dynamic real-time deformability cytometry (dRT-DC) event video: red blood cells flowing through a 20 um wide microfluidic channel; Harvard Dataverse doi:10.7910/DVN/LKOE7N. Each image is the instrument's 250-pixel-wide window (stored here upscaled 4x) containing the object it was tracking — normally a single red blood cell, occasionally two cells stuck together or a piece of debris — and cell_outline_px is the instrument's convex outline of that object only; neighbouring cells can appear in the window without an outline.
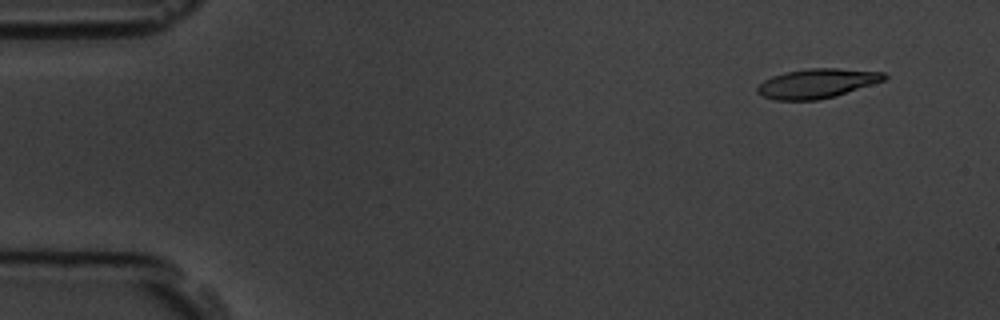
{"species": "common noctule bat (a hibernating species)", "species_latin": "Nyctalus noctula", "temperature_condition": "room temperature", "stored_images_in_passage": 5, "segment_of_instrument_passage": [1, 2], "camera_frame_rate_fps": 3000, "um_per_image_px": 0.085, "animal": {"sex": "male", "body_mass_g": 19.5, "forearm_length_mm": 54.6}, "frame": {"image": 1, "passage_image": 1, "time_ms": 0.0, "image_size_px": [1000, 320], "cell_outline_px": [[888, 76], [884, 80], [836, 96], [816, 100], [776, 100], [764, 96], [756, 92], [756, 88], [764, 80], [772, 76], [788, 72], [808, 68], [836, 68], [884, 72]], "centroid_in_image_um": [69.44, 7.09], "position_along_channel_um": 15.6, "area_um2": 21.56}}
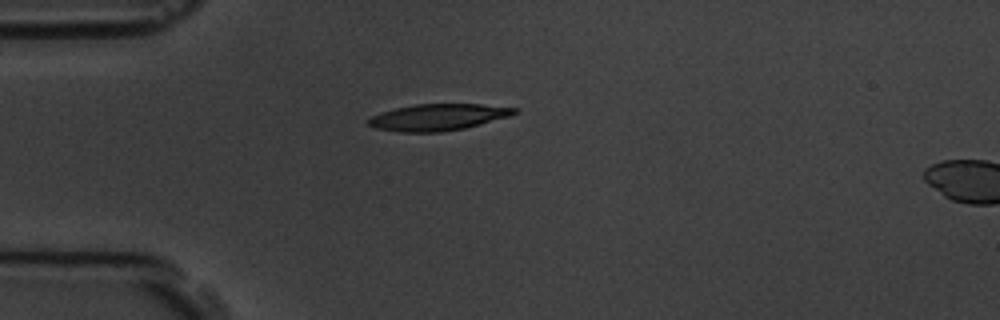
{"frame": {"image": 2, "passage_image": 4, "time_ms": 3.333, "image_size_px": [1000, 320], "cell_outline_px": [[516, 112], [508, 116], [464, 128], [440, 132], [400, 132], [376, 128], [368, 124], [368, 120], [372, 116], [380, 112], [396, 108], [416, 104], [480, 104], [516, 108]], "centroid_in_image_um": [37.18, 9.96], "position_along_channel_um": 47.8, "area_um2": 22.2}}